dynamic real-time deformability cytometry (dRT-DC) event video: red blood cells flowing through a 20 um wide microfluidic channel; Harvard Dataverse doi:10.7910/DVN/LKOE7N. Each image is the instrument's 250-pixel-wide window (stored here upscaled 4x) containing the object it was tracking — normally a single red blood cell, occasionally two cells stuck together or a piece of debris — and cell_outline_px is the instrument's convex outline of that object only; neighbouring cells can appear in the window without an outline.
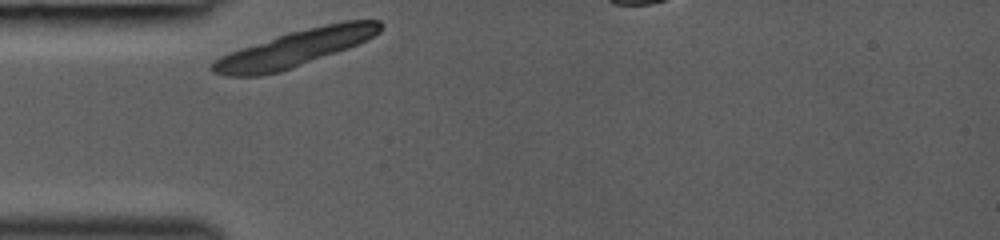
{"species": "common noctule bat (a hibernating species)", "species_latin": "Nyctalus noctula", "temperature_condition": "room temperature", "stored_images_in_passage": 26, "camera_frame_rate_fps": 3000, "um_per_image_px": 0.085, "animal": {"sex": "female", "body_mass_g": 19.0, "forearm_length_mm": 53.3}, "frame": {"image": 1, "passage_image": 1, "time_ms": 0.0, "image_size_px": [1000, 240], "cell_outline_px": [[384, 24], [380, 32], [368, 40], [348, 48], [292, 68], [280, 72], [260, 76], [228, 76], [212, 72], [212, 64], [220, 56], [240, 48], [288, 32], [344, 20], [380, 20]], "centroid_in_image_um": [25.12, 4.1], "position_along_channel_um": 59.9, "area_um2": 35.43}}